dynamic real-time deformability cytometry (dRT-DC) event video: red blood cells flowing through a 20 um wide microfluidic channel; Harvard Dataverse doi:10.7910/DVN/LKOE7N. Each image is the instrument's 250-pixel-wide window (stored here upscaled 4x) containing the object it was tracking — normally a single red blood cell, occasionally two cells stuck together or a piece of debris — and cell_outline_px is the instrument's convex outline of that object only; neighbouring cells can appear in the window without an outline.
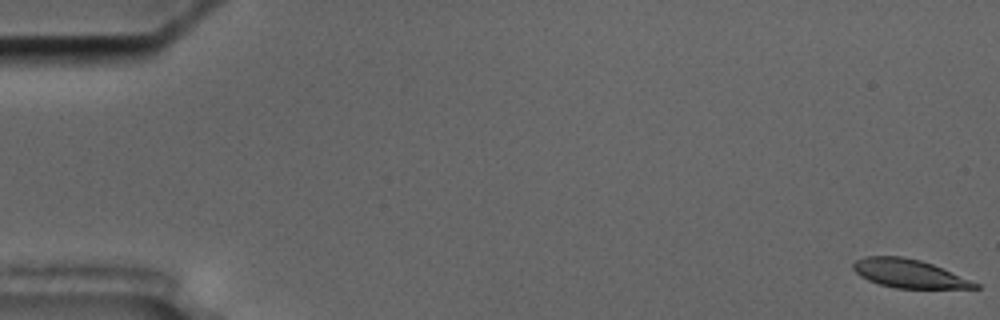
{"species": "common noctule bat (a hibernating species)", "species_latin": "Nyctalus noctula", "temperature_condition": "cold", "stored_images_in_passage": 58, "camera_frame_rate_fps": 3000, "um_per_image_px": 0.085, "animal": {"sex": "male", "body_mass_g": 17.5, "forearm_length_mm": 52.3}, "frame": {"image": 1, "passage_image": 1, "time_ms": 0.0, "image_size_px": [1000, 320], "cell_outline_px": [[980, 288], [896, 288], [880, 284], [868, 280], [860, 276], [852, 268], [852, 264], [856, 260], [864, 256], [900, 256], [920, 260], [932, 264], [980, 284]], "centroid_in_image_um": [77.22, 23.24], "position_along_channel_um": 7.8, "area_um2": 20.0}}
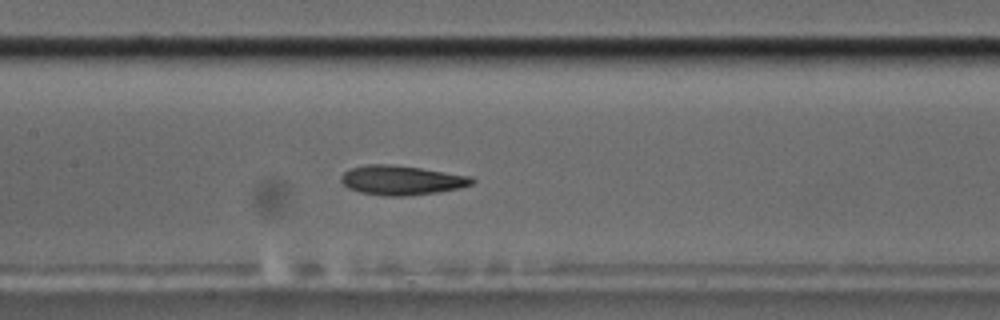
{"frame": {"image": 2, "passage_image": 28, "time_ms": 9.0, "image_size_px": [1000, 320], "cell_outline_px": [[476, 180], [472, 184], [460, 188], [436, 192], [408, 196], [384, 196], [360, 192], [348, 188], [340, 180], [340, 176], [344, 172], [352, 168], [368, 164], [388, 164], [420, 168], [472, 176]], "centroid_in_image_um": [34.14, 15.32], "position_along_channel_um": 173.3, "area_um2": 22.43}}
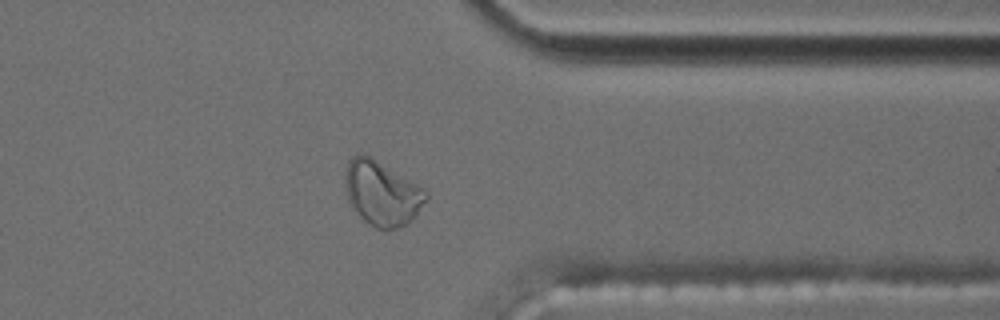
{"frame": {"image": 3, "passage_image": 46, "time_ms": 15.0, "image_size_px": [1000, 320], "cell_outline_px": [[428, 196], [416, 212], [400, 228], [376, 228], [368, 224], [352, 208], [348, 200], [344, 188], [344, 176], [348, 160], [352, 156], [360, 152], [368, 156], [416, 184], [428, 192]], "centroid_in_image_um": [32.37, 16.41], "position_along_channel_um": 379.0, "area_um2": 29.71}, "authors_computed_cell_mechanics": {"area_um2": 22.3108, "velocity_mm_per_s": 3.5328, "shape_relaxation_time_tau1_ms": 10.6521, "shape_relaxation_time_tau2_ms": 2.6821, "deformation_change_tau1": 0.287, "deformation_change_tau2": 0.1022}}